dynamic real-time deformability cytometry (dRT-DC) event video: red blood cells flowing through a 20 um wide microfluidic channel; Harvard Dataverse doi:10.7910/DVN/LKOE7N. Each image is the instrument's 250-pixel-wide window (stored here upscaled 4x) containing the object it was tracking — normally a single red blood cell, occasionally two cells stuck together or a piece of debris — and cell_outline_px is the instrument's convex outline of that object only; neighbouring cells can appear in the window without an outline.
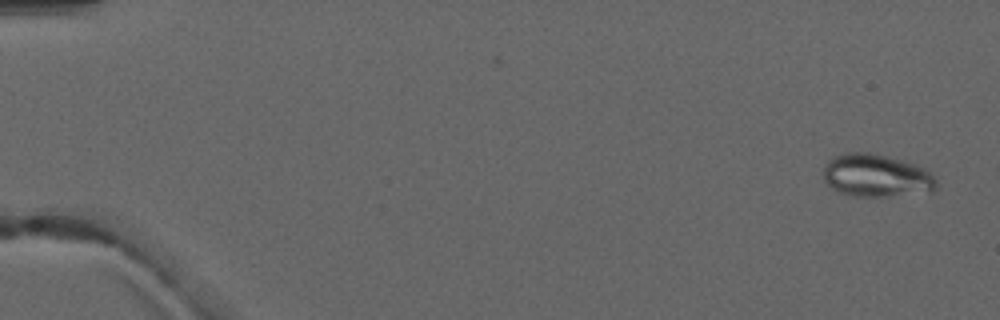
{"species": "common noctule bat (a hibernating species)", "species_latin": "Nyctalus noctula", "temperature_condition": "warm", "stored_images_in_passage": 5, "camera_frame_rate_fps": 3000, "um_per_image_px": 0.085, "animal": {"sex": "male", "forearm_length_mm": 52.5}, "frame": {"image": 1, "passage_image": 1, "time_ms": 0.0, "image_size_px": [1000, 320], "cell_outline_px": [[936, 188], [932, 192], [888, 196], [856, 196], [840, 192], [832, 188], [824, 180], [824, 168], [828, 160], [836, 156], [848, 152], [868, 152], [888, 156], [904, 160], [916, 164], [932, 172], [936, 180]], "centroid_in_image_um": [74.53, 14.92], "position_along_channel_um": 10.5, "area_um2": 28.26}}